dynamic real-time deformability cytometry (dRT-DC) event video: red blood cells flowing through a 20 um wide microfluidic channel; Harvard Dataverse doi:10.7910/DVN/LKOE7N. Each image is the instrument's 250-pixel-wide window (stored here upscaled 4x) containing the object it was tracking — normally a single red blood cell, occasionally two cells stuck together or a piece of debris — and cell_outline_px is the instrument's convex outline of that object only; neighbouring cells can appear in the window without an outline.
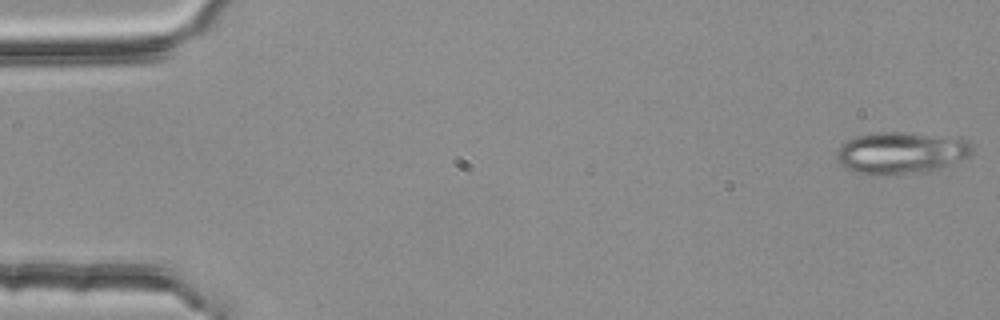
{"species": "common noctule bat (a hibernating species)", "species_latin": "Nyctalus noctula", "temperature_condition": "room temperature", "stored_images_in_passage": 5, "camera_frame_rate_fps": 3000, "um_per_image_px": 0.085, "animal": {"sex": "female", "body_mass_g": 25.1}, "frame": {"image": 1, "passage_image": 1, "time_ms": 0.0, "image_size_px": [1000, 320], "cell_outline_px": [[972, 152], [968, 156], [940, 168], [928, 172], [884, 176], [868, 176], [852, 172], [844, 168], [836, 160], [836, 152], [840, 144], [856, 136], [876, 132], [900, 132], [968, 140], [972, 144]], "centroid_in_image_um": [76.48, 13.03], "position_along_channel_um": 8.5, "area_um2": 33.41}}